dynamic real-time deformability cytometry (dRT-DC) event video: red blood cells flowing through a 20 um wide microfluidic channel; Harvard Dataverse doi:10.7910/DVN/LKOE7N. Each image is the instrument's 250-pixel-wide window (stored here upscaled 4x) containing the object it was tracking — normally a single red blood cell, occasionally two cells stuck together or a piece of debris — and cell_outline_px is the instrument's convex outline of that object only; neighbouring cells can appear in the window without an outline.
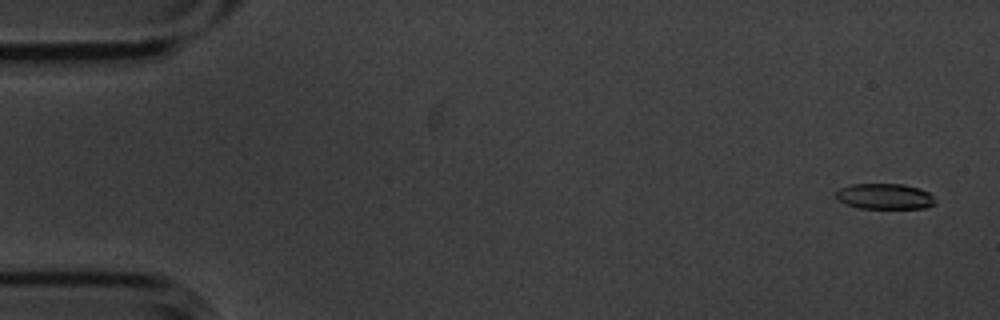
{"species": "common noctule bat (a hibernating species)", "species_latin": "Nyctalus noctula", "temperature_condition": "cold", "stored_images_in_passage": 56, "camera_frame_rate_fps": 3000, "um_per_image_px": 0.085, "animal": {"sex": "male", "body_mass_g": 20.1, "forearm_length_mm": 53.5}, "frame": {"image": 1, "passage_image": 2, "time_ms": 0.333, "image_size_px": [1000, 320], "cell_outline_px": [[936, 204], [924, 208], [860, 208], [848, 204], [840, 200], [836, 196], [836, 192], [840, 188], [852, 184], [904, 184], [920, 188], [928, 192], [936, 200]], "centroid_in_image_um": [75.25, 16.68], "position_along_channel_um": 9.7, "area_um2": 14.74}}
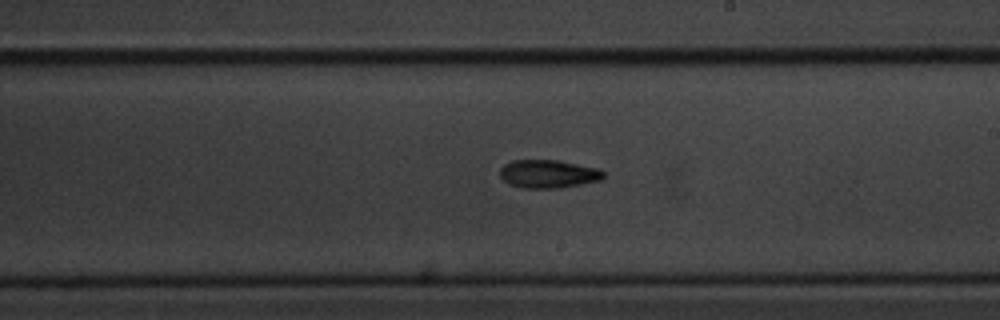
{"frame": {"image": 2, "passage_image": 32, "time_ms": 10.333, "image_size_px": [1000, 320], "cell_outline_px": [[604, 176], [600, 180], [560, 188], [520, 188], [508, 184], [500, 176], [500, 168], [504, 164], [512, 160], [556, 160], [600, 168], [604, 172]], "centroid_in_image_um": [46.58, 14.78], "position_along_channel_um": 242.4, "area_um2": 17.11}}
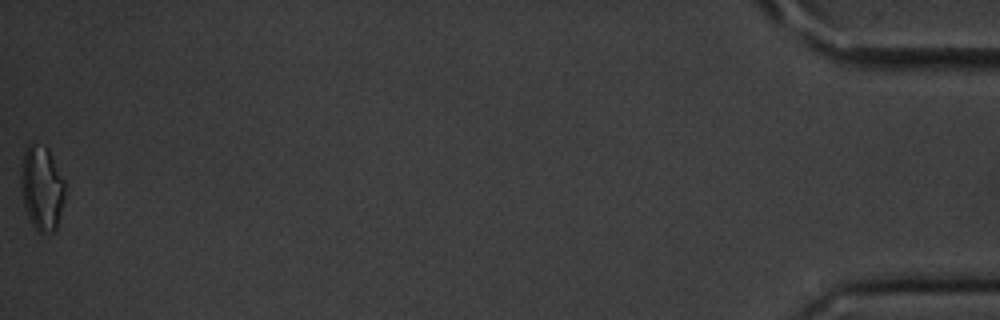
{"frame": {"image": 3, "passage_image": 56, "time_ms": 18.333, "image_size_px": [1000, 320], "cell_outline_px": [[64, 200], [56, 228], [52, 232], [40, 232], [32, 224], [24, 208], [20, 188], [20, 168], [24, 152], [28, 144], [32, 140], [48, 148], [64, 180]], "centroid_in_image_um": [3.52, 15.93], "position_along_channel_um": 431.7, "area_um2": 21.91}, "authors_computed_cell_mechanics": {"area_um2": 16.7042, "velocity_mm_per_s": 3.5784, "shape_relaxation_time_tau1_ms": 3.7045, "shape_relaxation_time_tau2_ms": 9.0442, "deformation_change_tau1": 0.1668, "deformation_change_tau2": 0.1893}}